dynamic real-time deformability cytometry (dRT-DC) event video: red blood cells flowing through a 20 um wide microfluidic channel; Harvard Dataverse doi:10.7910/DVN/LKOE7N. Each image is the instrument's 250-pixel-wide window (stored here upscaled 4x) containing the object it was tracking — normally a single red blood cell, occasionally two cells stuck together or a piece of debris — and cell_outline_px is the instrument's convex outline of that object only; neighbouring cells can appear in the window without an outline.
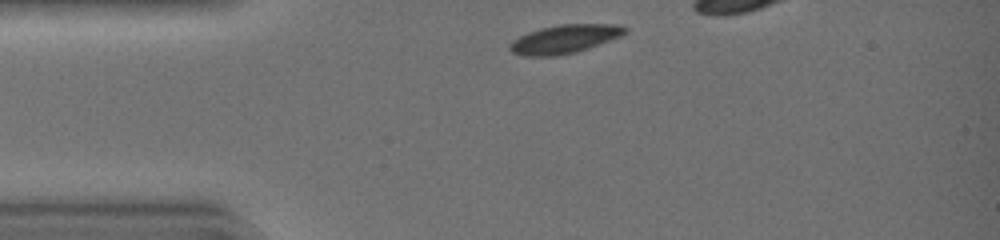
{"species": "common noctule bat (a hibernating species)", "species_latin": "Nyctalus noctula", "temperature_condition": "warm", "stored_images_in_passage": 29, "camera_frame_rate_fps": 3000, "um_per_image_px": 0.085, "animal": {"sex": "female", "body_mass_g": 19.0, "forearm_length_mm": 51.5}, "frame": {"image": 1, "passage_image": 1, "time_ms": 0.0, "image_size_px": [1000, 240], "cell_outline_px": [[628, 32], [620, 36], [588, 48], [576, 52], [556, 56], [524, 56], [512, 52], [508, 48], [512, 40], [528, 32], [540, 28], [560, 24], [620, 24], [628, 28]], "centroid_in_image_um": [47.99, 3.31], "position_along_channel_um": 37.0, "area_um2": 19.19}}
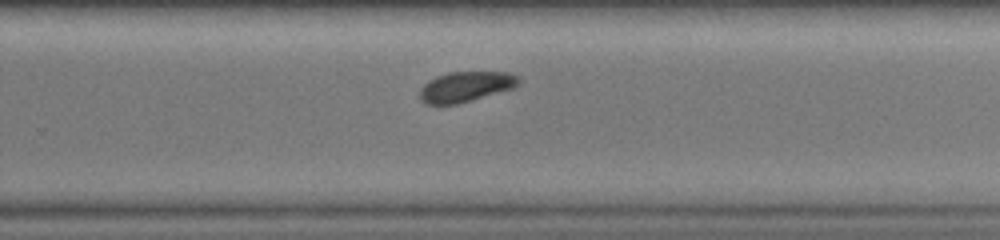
{"frame": {"image": 2, "passage_image": 20, "time_ms": 6.333, "image_size_px": [1000, 240], "cell_outline_px": [[520, 84], [512, 88], [472, 100], [456, 104], [428, 104], [420, 100], [420, 88], [428, 80], [436, 76], [452, 72], [508, 72], [520, 76]], "centroid_in_image_um": [39.59, 7.36], "position_along_channel_um": 290.2, "area_um2": 17.4}}
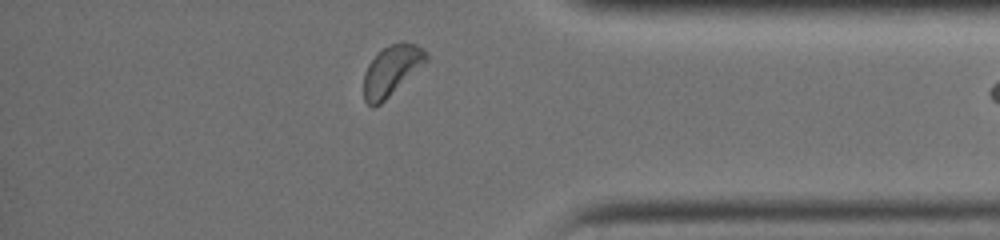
{"frame": {"image": 3, "passage_image": 28, "time_ms": 9.0, "image_size_px": [1000, 240], "cell_outline_px": [[428, 60], [380, 104], [372, 108], [364, 100], [364, 72], [368, 64], [384, 48], [400, 40], [404, 40], [416, 44], [428, 52]], "centroid_in_image_um": [33.29, 5.97], "position_along_channel_um": 401.9, "area_um2": 18.09}}